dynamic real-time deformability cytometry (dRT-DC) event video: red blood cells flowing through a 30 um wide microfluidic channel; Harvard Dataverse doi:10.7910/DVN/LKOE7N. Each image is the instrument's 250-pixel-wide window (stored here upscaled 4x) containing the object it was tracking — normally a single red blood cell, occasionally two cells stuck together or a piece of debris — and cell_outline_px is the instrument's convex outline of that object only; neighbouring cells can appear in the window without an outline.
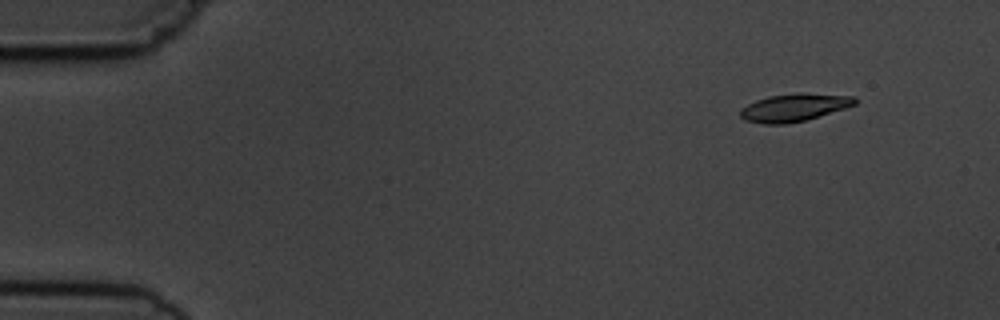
{"species": "common noctule bat (a hibernating species)", "species_latin": "Nyctalus noctula", "temperature_condition": "cold", "stored_images_in_passage": 4, "camera_frame_rate_fps": 3000, "um_per_image_px": 0.085, "animal": {"sex": "male", "body_mass_g": 19.5, "forearm_length_mm": 54.6}, "frame": {"image": 1, "passage_image": 1, "time_ms": 0.0, "image_size_px": [1000, 320], "cell_outline_px": [[856, 104], [844, 108], [804, 120], [784, 124], [764, 124], [744, 120], [740, 116], [740, 108], [756, 100], [768, 96], [796, 92], [804, 92], [856, 96]], "centroid_in_image_um": [67.48, 9.11], "position_along_channel_um": 17.5, "area_um2": 18.55}}
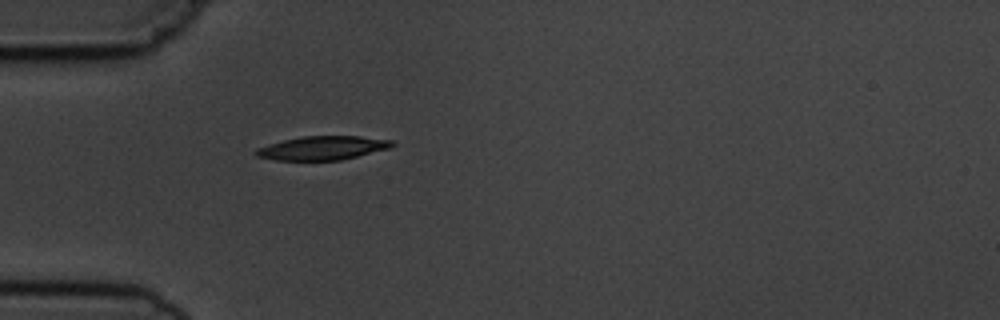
{"frame": {"image": 2, "passage_image": 4, "time_ms": 3.667, "image_size_px": [1000, 320], "cell_outline_px": [[396, 144], [392, 148], [340, 160], [276, 160], [256, 156], [252, 152], [256, 148], [268, 144], [284, 140], [304, 136], [360, 136], [392, 140]], "centroid_in_image_um": [27.43, 12.58], "position_along_channel_um": 57.6, "area_um2": 18.96}}